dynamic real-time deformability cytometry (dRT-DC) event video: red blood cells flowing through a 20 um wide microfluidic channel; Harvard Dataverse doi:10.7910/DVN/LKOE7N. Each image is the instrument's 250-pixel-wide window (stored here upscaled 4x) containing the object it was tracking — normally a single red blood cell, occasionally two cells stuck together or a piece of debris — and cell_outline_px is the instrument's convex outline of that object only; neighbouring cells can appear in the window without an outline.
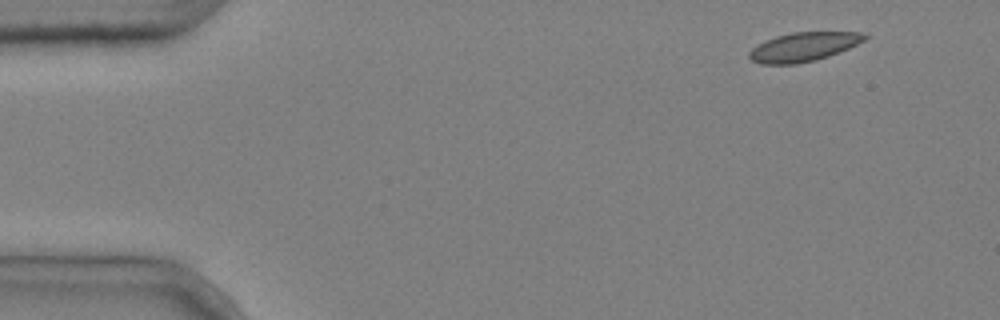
{"species": "common noctule bat (a hibernating species)", "species_latin": "Nyctalus noctula", "temperature_condition": "cold", "stored_images_in_passage": 4, "camera_frame_rate_fps": 3000, "um_per_image_px": 0.085, "animal": {"sex": "male", "body_mass_g": 20.4}, "frame": {"image": 1, "passage_image": 1, "time_ms": 0.0, "image_size_px": [1000, 320], "cell_outline_px": [[868, 36], [864, 40], [848, 48], [828, 56], [816, 60], [796, 64], [760, 64], [752, 60], [748, 56], [748, 52], [752, 48], [764, 40], [776, 36], [792, 32], [860, 32]], "centroid_in_image_um": [68.25, 3.98], "position_along_channel_um": 16.8, "area_um2": 19.42}}